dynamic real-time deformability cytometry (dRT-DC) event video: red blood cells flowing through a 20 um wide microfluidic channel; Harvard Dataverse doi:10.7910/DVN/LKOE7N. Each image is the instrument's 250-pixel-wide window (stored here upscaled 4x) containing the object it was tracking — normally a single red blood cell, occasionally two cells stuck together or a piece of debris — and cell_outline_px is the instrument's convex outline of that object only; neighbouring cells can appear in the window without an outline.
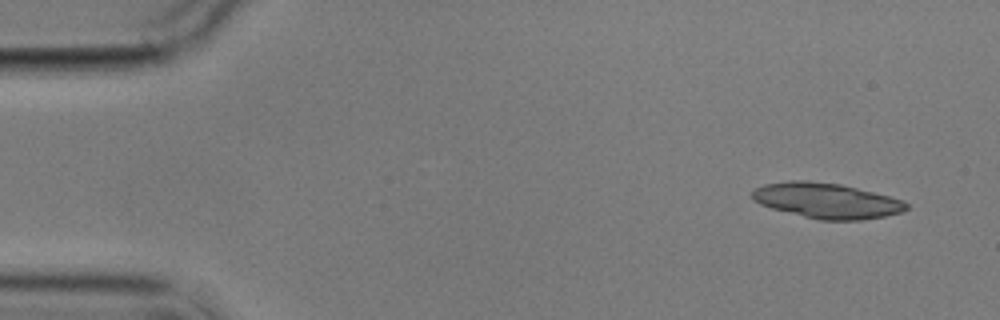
{"species": "common noctule bat (a hibernating species)", "species_latin": "Nyctalus noctula", "temperature_condition": "cold", "stored_images_in_passage": 6, "camera_frame_rate_fps": 3000, "um_per_image_px": 0.085, "animal": {"sex": "male", "body_mass_g": 17.9}, "frame": {"image": 1, "passage_image": 1, "time_ms": 0.0, "image_size_px": [1000, 320], "cell_outline_px": [[908, 208], [900, 212], [884, 216], [860, 220], [820, 220], [772, 208], [760, 204], [752, 200], [752, 192], [756, 188], [764, 184], [788, 180], [808, 180], [840, 184], [904, 200], [908, 204]], "centroid_in_image_um": [70.24, 17.04], "position_along_channel_um": 14.8, "area_um2": 31.5}}